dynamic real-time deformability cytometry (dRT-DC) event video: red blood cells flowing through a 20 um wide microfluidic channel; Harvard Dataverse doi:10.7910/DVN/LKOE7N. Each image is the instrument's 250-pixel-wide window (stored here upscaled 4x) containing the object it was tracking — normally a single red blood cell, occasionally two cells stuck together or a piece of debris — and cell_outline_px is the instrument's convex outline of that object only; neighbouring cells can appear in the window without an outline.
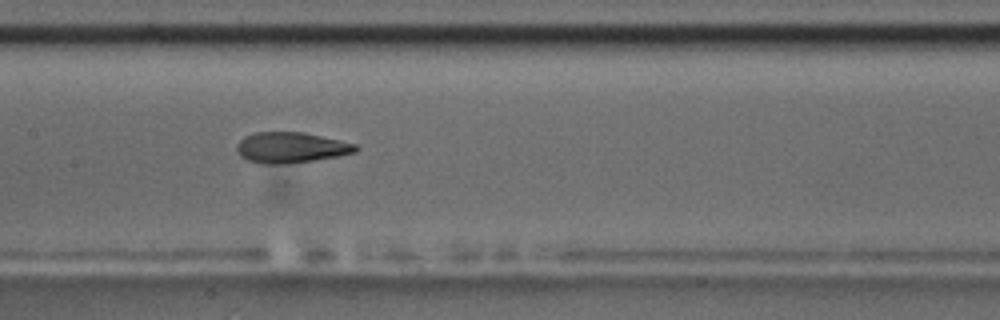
{"species": "common noctule bat (a hibernating species)", "species_latin": "Nyctalus noctula", "temperature_condition": "room temperature", "stored_images_in_passage": 24, "camera_frame_rate_fps": 3000, "um_per_image_px": 0.085, "animal": {"sex": "male", "body_mass_g": 17.5, "forearm_length_mm": 52.3}, "frame": {"image": 1, "passage_image": 14, "time_ms": 4.333, "image_size_px": [1000, 320], "cell_outline_px": [[360, 148], [356, 152], [340, 156], [288, 164], [260, 164], [248, 160], [240, 156], [236, 152], [236, 144], [244, 136], [256, 132], [304, 132], [356, 144]], "centroid_in_image_um": [24.71, 12.55], "position_along_channel_um": 182.7, "area_um2": 21.5}}